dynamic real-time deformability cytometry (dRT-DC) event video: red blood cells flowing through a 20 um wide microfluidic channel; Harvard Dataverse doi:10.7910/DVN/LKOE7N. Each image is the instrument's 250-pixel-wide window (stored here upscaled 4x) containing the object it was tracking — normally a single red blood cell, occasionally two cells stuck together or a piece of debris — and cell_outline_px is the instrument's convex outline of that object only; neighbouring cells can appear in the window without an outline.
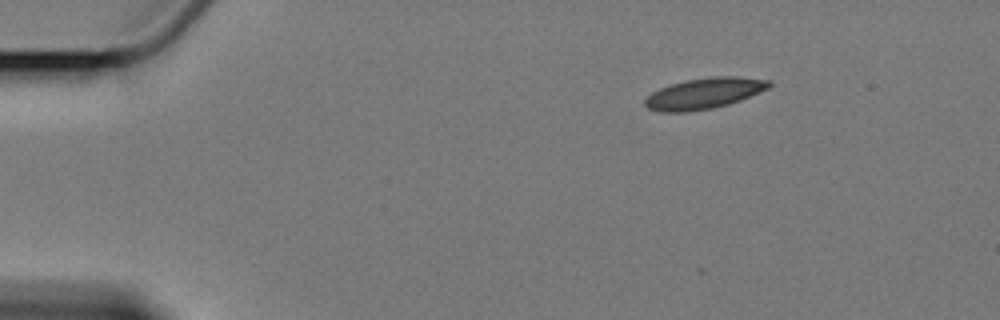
{"species": "Egyptian fruit bat (a non-hibernating species)", "species_latin": "Rousettus aegyptiacus", "temperature_condition": "cold", "stored_images_in_passage": 5, "camera_frame_rate_fps": 3000, "um_per_image_px": 0.085, "animal": {"sex": "female"}, "frame": {"image": 1, "passage_image": 1, "time_ms": 0.0, "image_size_px": [1000, 320], "cell_outline_px": [[772, 84], [768, 88], [740, 100], [728, 104], [712, 108], [688, 112], [660, 112], [648, 108], [644, 104], [644, 100], [652, 92], [660, 88], [672, 84], [688, 80], [712, 76], [736, 76], [772, 80]], "centroid_in_image_um": [59.86, 7.94], "position_along_channel_um": 25.1, "area_um2": 22.25}}
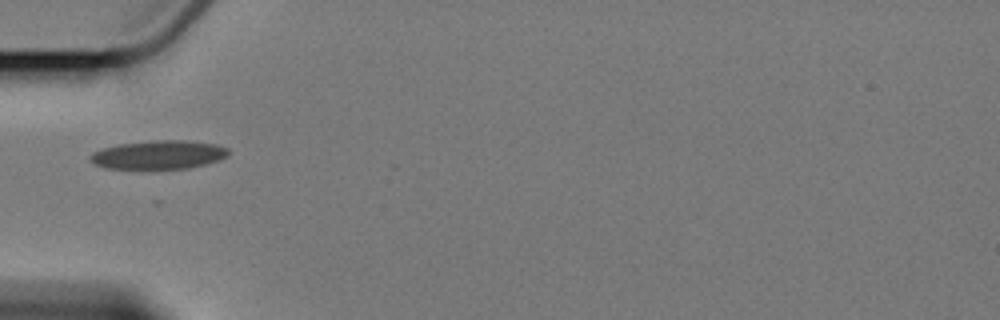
{"frame": {"image": 2, "passage_image": 4, "time_ms": 3.667, "image_size_px": [1000, 320], "cell_outline_px": [[228, 156], [220, 160], [188, 168], [104, 168], [88, 160], [88, 156], [92, 152], [104, 148], [120, 144], [156, 140], [184, 140], [216, 144], [228, 148]], "centroid_in_image_um": [13.48, 13.15], "position_along_channel_um": 71.5, "area_um2": 22.89}}
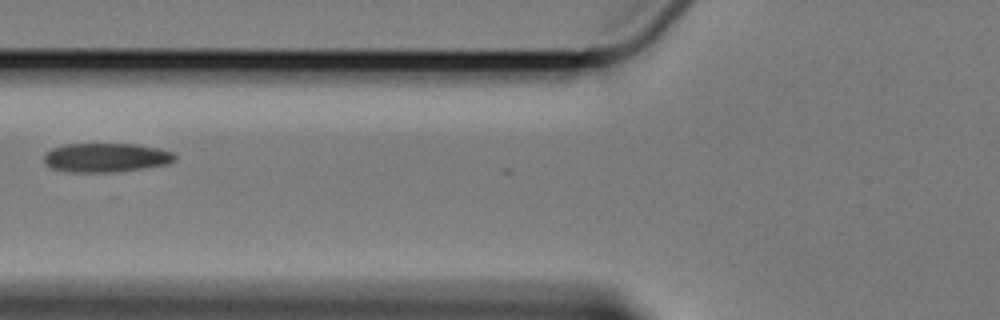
{"frame": {"image": 3, "passage_image": 5, "time_ms": 5.0, "image_size_px": [1000, 320], "cell_outline_px": [[176, 160], [168, 164], [144, 168], [112, 172], [68, 172], [52, 168], [44, 164], [44, 156], [52, 148], [64, 144], [136, 144], [160, 148], [176, 152]], "centroid_in_image_um": [9.05, 13.39], "position_along_channel_um": 116.8, "area_um2": 22.37}}